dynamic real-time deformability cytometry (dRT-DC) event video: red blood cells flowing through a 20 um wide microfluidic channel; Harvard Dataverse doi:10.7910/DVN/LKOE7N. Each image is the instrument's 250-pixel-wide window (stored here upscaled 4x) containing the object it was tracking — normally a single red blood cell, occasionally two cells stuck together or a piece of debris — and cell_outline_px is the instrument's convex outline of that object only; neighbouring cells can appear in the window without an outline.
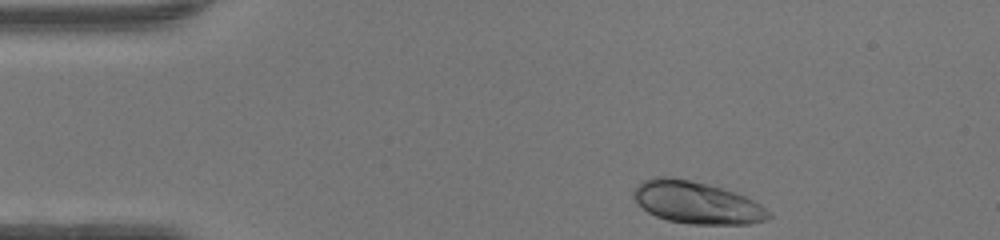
{"species": "human", "species_latin": "Homo sapiens", "temperature_condition": "warm", "stored_images_in_passage": 36, "camera_frame_rate_fps": 3000, "um_per_image_px": 0.085, "donor": {"sex": "female"}, "frame": {"image": 1, "passage_image": 1, "time_ms": 0.0, "image_size_px": [1000, 240], "cell_outline_px": [[772, 216], [768, 220], [748, 224], [688, 224], [668, 220], [656, 216], [648, 212], [636, 204], [632, 196], [632, 192], [644, 180], [652, 176], [668, 176], [708, 184], [736, 192], [760, 204], [772, 212]], "centroid_in_image_um": [59.22, 17.22], "position_along_channel_um": 25.8, "area_um2": 33.47}}
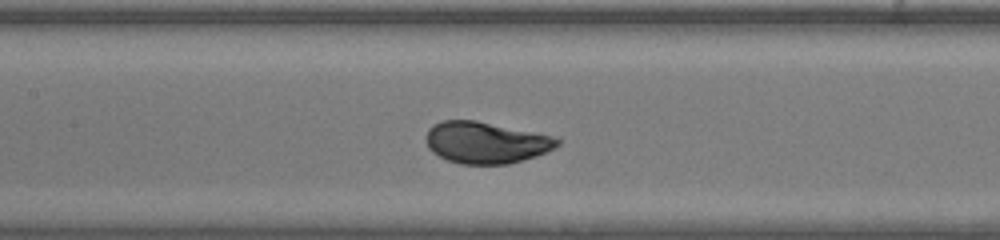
{"frame": {"image": 2, "passage_image": 16, "time_ms": 5.0, "image_size_px": [1000, 240], "cell_outline_px": [[560, 144], [536, 156], [508, 164], [460, 164], [448, 160], [432, 152], [428, 148], [424, 136], [428, 128], [432, 124], [440, 120], [476, 120], [552, 136], [560, 140]], "centroid_in_image_um": [41.22, 12.11], "position_along_channel_um": 166.2, "area_um2": 31.79}}
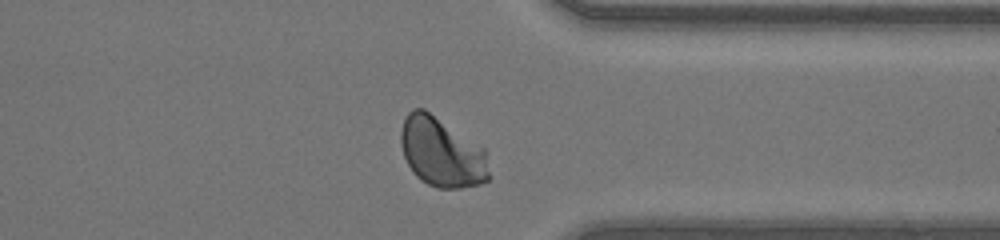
{"frame": {"image": 3, "passage_image": 31, "time_ms": 10.0, "image_size_px": [1000, 240], "cell_outline_px": [[492, 176], [488, 180], [480, 184], [460, 188], [436, 188], [420, 180], [412, 172], [404, 156], [400, 144], [400, 132], [404, 120], [408, 112], [412, 108], [424, 108], [484, 148]], "centroid_in_image_um": [37.54, 12.96], "position_along_channel_um": 373.9, "area_um2": 36.01}, "authors_computed_cell_mechanics": {"area_um2": 32.0212, "velocity_mm_per_s": 4.2332, "shape_relaxation_time_tau1_ms": 2.1076, "shape_relaxation_time_tau2_ms": null, "deformation_change_tau1": 0.1338, "deformation_change_tau2": null}}